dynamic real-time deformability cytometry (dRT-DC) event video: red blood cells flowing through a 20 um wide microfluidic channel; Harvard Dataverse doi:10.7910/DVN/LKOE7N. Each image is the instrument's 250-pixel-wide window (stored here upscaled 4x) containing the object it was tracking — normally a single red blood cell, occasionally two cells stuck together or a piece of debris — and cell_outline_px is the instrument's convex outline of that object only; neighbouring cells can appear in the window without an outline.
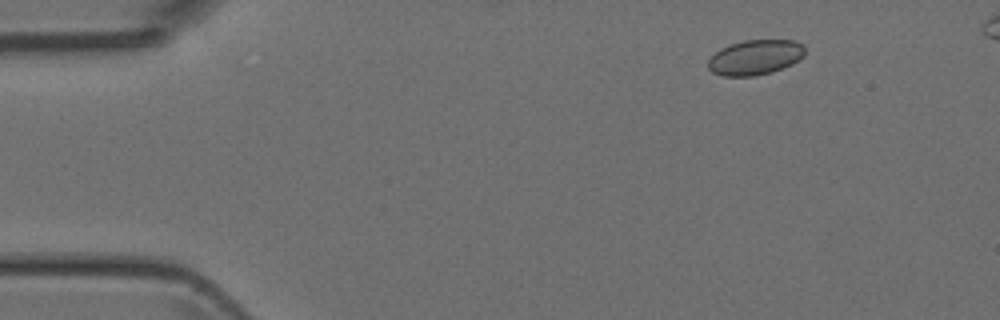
{"species": "Egyptian fruit bat (a non-hibernating species)", "species_latin": "Rousettus aegyptiacus", "temperature_condition": "room temperature", "stored_images_in_passage": 4, "camera_frame_rate_fps": 3000, "um_per_image_px": 0.085, "animal": {"sex": "female"}, "frame": {"image": 1, "passage_image": 1, "time_ms": 0.0, "image_size_px": [1000, 320], "cell_outline_px": [[804, 56], [792, 64], [772, 72], [756, 76], [724, 76], [712, 72], [708, 68], [708, 60], [720, 48], [744, 40], [792, 40], [800, 44], [804, 48]], "centroid_in_image_um": [64.17, 4.88], "position_along_channel_um": 20.8, "area_um2": 19.65}}